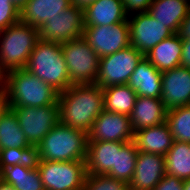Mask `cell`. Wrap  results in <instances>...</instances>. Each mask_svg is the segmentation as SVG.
<instances>
[{"instance_id":"1","label":"cell","mask_w":190,"mask_h":190,"mask_svg":"<svg viewBox=\"0 0 190 190\" xmlns=\"http://www.w3.org/2000/svg\"><path fill=\"white\" fill-rule=\"evenodd\" d=\"M60 122L86 134L104 110L103 90L97 84H72L58 95Z\"/></svg>"},{"instance_id":"2","label":"cell","mask_w":190,"mask_h":190,"mask_svg":"<svg viewBox=\"0 0 190 190\" xmlns=\"http://www.w3.org/2000/svg\"><path fill=\"white\" fill-rule=\"evenodd\" d=\"M59 92L25 68L4 74L2 98L8 108L43 107L58 102Z\"/></svg>"},{"instance_id":"3","label":"cell","mask_w":190,"mask_h":190,"mask_svg":"<svg viewBox=\"0 0 190 190\" xmlns=\"http://www.w3.org/2000/svg\"><path fill=\"white\" fill-rule=\"evenodd\" d=\"M39 40V29L22 21L0 31L1 71L6 74L12 70L25 68Z\"/></svg>"},{"instance_id":"4","label":"cell","mask_w":190,"mask_h":190,"mask_svg":"<svg viewBox=\"0 0 190 190\" xmlns=\"http://www.w3.org/2000/svg\"><path fill=\"white\" fill-rule=\"evenodd\" d=\"M25 69L59 93L71 86L60 43L39 40L29 56Z\"/></svg>"},{"instance_id":"5","label":"cell","mask_w":190,"mask_h":190,"mask_svg":"<svg viewBox=\"0 0 190 190\" xmlns=\"http://www.w3.org/2000/svg\"><path fill=\"white\" fill-rule=\"evenodd\" d=\"M88 135L59 122L37 145L43 161H86Z\"/></svg>"},{"instance_id":"6","label":"cell","mask_w":190,"mask_h":190,"mask_svg":"<svg viewBox=\"0 0 190 190\" xmlns=\"http://www.w3.org/2000/svg\"><path fill=\"white\" fill-rule=\"evenodd\" d=\"M70 84L96 83L100 57L82 36L61 44Z\"/></svg>"},{"instance_id":"7","label":"cell","mask_w":190,"mask_h":190,"mask_svg":"<svg viewBox=\"0 0 190 190\" xmlns=\"http://www.w3.org/2000/svg\"><path fill=\"white\" fill-rule=\"evenodd\" d=\"M143 57L144 55L132 46L101 57L95 84L101 88L127 84L130 75Z\"/></svg>"},{"instance_id":"8","label":"cell","mask_w":190,"mask_h":190,"mask_svg":"<svg viewBox=\"0 0 190 190\" xmlns=\"http://www.w3.org/2000/svg\"><path fill=\"white\" fill-rule=\"evenodd\" d=\"M38 171L45 190H73L84 185L86 161H40Z\"/></svg>"},{"instance_id":"9","label":"cell","mask_w":190,"mask_h":190,"mask_svg":"<svg viewBox=\"0 0 190 190\" xmlns=\"http://www.w3.org/2000/svg\"><path fill=\"white\" fill-rule=\"evenodd\" d=\"M16 115L21 130L31 145L41 140L60 122L59 103L43 107L10 108Z\"/></svg>"},{"instance_id":"10","label":"cell","mask_w":190,"mask_h":190,"mask_svg":"<svg viewBox=\"0 0 190 190\" xmlns=\"http://www.w3.org/2000/svg\"><path fill=\"white\" fill-rule=\"evenodd\" d=\"M84 10L71 5L39 28L40 40L65 43L84 34Z\"/></svg>"},{"instance_id":"11","label":"cell","mask_w":190,"mask_h":190,"mask_svg":"<svg viewBox=\"0 0 190 190\" xmlns=\"http://www.w3.org/2000/svg\"><path fill=\"white\" fill-rule=\"evenodd\" d=\"M128 24L130 46L135 47L143 55L162 40L174 34L161 22L156 21L148 12L128 16Z\"/></svg>"},{"instance_id":"12","label":"cell","mask_w":190,"mask_h":190,"mask_svg":"<svg viewBox=\"0 0 190 190\" xmlns=\"http://www.w3.org/2000/svg\"><path fill=\"white\" fill-rule=\"evenodd\" d=\"M83 37L101 58L130 46L128 19L110 25L85 26Z\"/></svg>"},{"instance_id":"13","label":"cell","mask_w":190,"mask_h":190,"mask_svg":"<svg viewBox=\"0 0 190 190\" xmlns=\"http://www.w3.org/2000/svg\"><path fill=\"white\" fill-rule=\"evenodd\" d=\"M87 135L88 141L129 142L134 133L129 116L103 110Z\"/></svg>"},{"instance_id":"14","label":"cell","mask_w":190,"mask_h":190,"mask_svg":"<svg viewBox=\"0 0 190 190\" xmlns=\"http://www.w3.org/2000/svg\"><path fill=\"white\" fill-rule=\"evenodd\" d=\"M160 99L167 110L190 105V69L177 66L162 72Z\"/></svg>"},{"instance_id":"15","label":"cell","mask_w":190,"mask_h":190,"mask_svg":"<svg viewBox=\"0 0 190 190\" xmlns=\"http://www.w3.org/2000/svg\"><path fill=\"white\" fill-rule=\"evenodd\" d=\"M165 175V156L138 151L129 190H153Z\"/></svg>"},{"instance_id":"16","label":"cell","mask_w":190,"mask_h":190,"mask_svg":"<svg viewBox=\"0 0 190 190\" xmlns=\"http://www.w3.org/2000/svg\"><path fill=\"white\" fill-rule=\"evenodd\" d=\"M166 117L167 109L160 98L137 96L129 115L132 132L160 125L166 121Z\"/></svg>"},{"instance_id":"17","label":"cell","mask_w":190,"mask_h":190,"mask_svg":"<svg viewBox=\"0 0 190 190\" xmlns=\"http://www.w3.org/2000/svg\"><path fill=\"white\" fill-rule=\"evenodd\" d=\"M137 96L160 98L162 94V72L144 56L127 83Z\"/></svg>"},{"instance_id":"18","label":"cell","mask_w":190,"mask_h":190,"mask_svg":"<svg viewBox=\"0 0 190 190\" xmlns=\"http://www.w3.org/2000/svg\"><path fill=\"white\" fill-rule=\"evenodd\" d=\"M133 141L139 152L165 156L174 140L165 121L160 125L138 130L133 135Z\"/></svg>"},{"instance_id":"19","label":"cell","mask_w":190,"mask_h":190,"mask_svg":"<svg viewBox=\"0 0 190 190\" xmlns=\"http://www.w3.org/2000/svg\"><path fill=\"white\" fill-rule=\"evenodd\" d=\"M125 142L87 141L86 173L107 174L115 166L116 150Z\"/></svg>"},{"instance_id":"20","label":"cell","mask_w":190,"mask_h":190,"mask_svg":"<svg viewBox=\"0 0 190 190\" xmlns=\"http://www.w3.org/2000/svg\"><path fill=\"white\" fill-rule=\"evenodd\" d=\"M127 19L122 0H97L84 9V26H105Z\"/></svg>"},{"instance_id":"21","label":"cell","mask_w":190,"mask_h":190,"mask_svg":"<svg viewBox=\"0 0 190 190\" xmlns=\"http://www.w3.org/2000/svg\"><path fill=\"white\" fill-rule=\"evenodd\" d=\"M71 5V0H28L20 9V21L39 29Z\"/></svg>"},{"instance_id":"22","label":"cell","mask_w":190,"mask_h":190,"mask_svg":"<svg viewBox=\"0 0 190 190\" xmlns=\"http://www.w3.org/2000/svg\"><path fill=\"white\" fill-rule=\"evenodd\" d=\"M144 56L161 72L180 66L182 39L177 33H174L158 43Z\"/></svg>"},{"instance_id":"23","label":"cell","mask_w":190,"mask_h":190,"mask_svg":"<svg viewBox=\"0 0 190 190\" xmlns=\"http://www.w3.org/2000/svg\"><path fill=\"white\" fill-rule=\"evenodd\" d=\"M190 11V3L182 0H153L148 13L173 33H177Z\"/></svg>"},{"instance_id":"24","label":"cell","mask_w":190,"mask_h":190,"mask_svg":"<svg viewBox=\"0 0 190 190\" xmlns=\"http://www.w3.org/2000/svg\"><path fill=\"white\" fill-rule=\"evenodd\" d=\"M103 90L104 110L129 116L137 98L136 92L128 85H116Z\"/></svg>"},{"instance_id":"25","label":"cell","mask_w":190,"mask_h":190,"mask_svg":"<svg viewBox=\"0 0 190 190\" xmlns=\"http://www.w3.org/2000/svg\"><path fill=\"white\" fill-rule=\"evenodd\" d=\"M0 179L11 184L16 190H45L38 169L21 164L4 168L0 172Z\"/></svg>"},{"instance_id":"26","label":"cell","mask_w":190,"mask_h":190,"mask_svg":"<svg viewBox=\"0 0 190 190\" xmlns=\"http://www.w3.org/2000/svg\"><path fill=\"white\" fill-rule=\"evenodd\" d=\"M166 174L182 180L190 179V143L173 141L165 155Z\"/></svg>"},{"instance_id":"27","label":"cell","mask_w":190,"mask_h":190,"mask_svg":"<svg viewBox=\"0 0 190 190\" xmlns=\"http://www.w3.org/2000/svg\"><path fill=\"white\" fill-rule=\"evenodd\" d=\"M31 146L18 123L15 113L7 108L0 117V150L5 148H27Z\"/></svg>"},{"instance_id":"28","label":"cell","mask_w":190,"mask_h":190,"mask_svg":"<svg viewBox=\"0 0 190 190\" xmlns=\"http://www.w3.org/2000/svg\"><path fill=\"white\" fill-rule=\"evenodd\" d=\"M137 154L134 141L125 142L119 150H116L115 166L106 175L129 184L136 167Z\"/></svg>"},{"instance_id":"29","label":"cell","mask_w":190,"mask_h":190,"mask_svg":"<svg viewBox=\"0 0 190 190\" xmlns=\"http://www.w3.org/2000/svg\"><path fill=\"white\" fill-rule=\"evenodd\" d=\"M40 161L39 149L35 145L27 148L15 147L0 150V172L6 167L17 164L31 169H38Z\"/></svg>"},{"instance_id":"30","label":"cell","mask_w":190,"mask_h":190,"mask_svg":"<svg viewBox=\"0 0 190 190\" xmlns=\"http://www.w3.org/2000/svg\"><path fill=\"white\" fill-rule=\"evenodd\" d=\"M166 123L174 141L190 143V105L167 110Z\"/></svg>"},{"instance_id":"31","label":"cell","mask_w":190,"mask_h":190,"mask_svg":"<svg viewBox=\"0 0 190 190\" xmlns=\"http://www.w3.org/2000/svg\"><path fill=\"white\" fill-rule=\"evenodd\" d=\"M86 190H129L126 181L104 175L87 174L85 178Z\"/></svg>"},{"instance_id":"32","label":"cell","mask_w":190,"mask_h":190,"mask_svg":"<svg viewBox=\"0 0 190 190\" xmlns=\"http://www.w3.org/2000/svg\"><path fill=\"white\" fill-rule=\"evenodd\" d=\"M20 21V10L11 0H0V31Z\"/></svg>"},{"instance_id":"33","label":"cell","mask_w":190,"mask_h":190,"mask_svg":"<svg viewBox=\"0 0 190 190\" xmlns=\"http://www.w3.org/2000/svg\"><path fill=\"white\" fill-rule=\"evenodd\" d=\"M122 2L126 14L130 16L135 13L148 12L153 0H122Z\"/></svg>"},{"instance_id":"34","label":"cell","mask_w":190,"mask_h":190,"mask_svg":"<svg viewBox=\"0 0 190 190\" xmlns=\"http://www.w3.org/2000/svg\"><path fill=\"white\" fill-rule=\"evenodd\" d=\"M184 180L165 175L153 190H183Z\"/></svg>"},{"instance_id":"35","label":"cell","mask_w":190,"mask_h":190,"mask_svg":"<svg viewBox=\"0 0 190 190\" xmlns=\"http://www.w3.org/2000/svg\"><path fill=\"white\" fill-rule=\"evenodd\" d=\"M180 66L190 69V39H182V56Z\"/></svg>"},{"instance_id":"36","label":"cell","mask_w":190,"mask_h":190,"mask_svg":"<svg viewBox=\"0 0 190 190\" xmlns=\"http://www.w3.org/2000/svg\"><path fill=\"white\" fill-rule=\"evenodd\" d=\"M177 34L181 39H190V11L180 24Z\"/></svg>"},{"instance_id":"37","label":"cell","mask_w":190,"mask_h":190,"mask_svg":"<svg viewBox=\"0 0 190 190\" xmlns=\"http://www.w3.org/2000/svg\"><path fill=\"white\" fill-rule=\"evenodd\" d=\"M95 1L97 0H71V3L84 10L87 6L93 4Z\"/></svg>"},{"instance_id":"38","label":"cell","mask_w":190,"mask_h":190,"mask_svg":"<svg viewBox=\"0 0 190 190\" xmlns=\"http://www.w3.org/2000/svg\"><path fill=\"white\" fill-rule=\"evenodd\" d=\"M0 190H16L11 184L4 182L0 179Z\"/></svg>"},{"instance_id":"39","label":"cell","mask_w":190,"mask_h":190,"mask_svg":"<svg viewBox=\"0 0 190 190\" xmlns=\"http://www.w3.org/2000/svg\"><path fill=\"white\" fill-rule=\"evenodd\" d=\"M28 0H11V2L20 10Z\"/></svg>"},{"instance_id":"40","label":"cell","mask_w":190,"mask_h":190,"mask_svg":"<svg viewBox=\"0 0 190 190\" xmlns=\"http://www.w3.org/2000/svg\"><path fill=\"white\" fill-rule=\"evenodd\" d=\"M4 90V73L0 69V97H2Z\"/></svg>"},{"instance_id":"41","label":"cell","mask_w":190,"mask_h":190,"mask_svg":"<svg viewBox=\"0 0 190 190\" xmlns=\"http://www.w3.org/2000/svg\"><path fill=\"white\" fill-rule=\"evenodd\" d=\"M8 108V106L6 105V102L4 101V99L2 97H0V117L2 115V113Z\"/></svg>"},{"instance_id":"42","label":"cell","mask_w":190,"mask_h":190,"mask_svg":"<svg viewBox=\"0 0 190 190\" xmlns=\"http://www.w3.org/2000/svg\"><path fill=\"white\" fill-rule=\"evenodd\" d=\"M183 190H190V179L184 180Z\"/></svg>"},{"instance_id":"43","label":"cell","mask_w":190,"mask_h":190,"mask_svg":"<svg viewBox=\"0 0 190 190\" xmlns=\"http://www.w3.org/2000/svg\"><path fill=\"white\" fill-rule=\"evenodd\" d=\"M73 190H86V188H85V185H83V186L76 188V189H73Z\"/></svg>"},{"instance_id":"44","label":"cell","mask_w":190,"mask_h":190,"mask_svg":"<svg viewBox=\"0 0 190 190\" xmlns=\"http://www.w3.org/2000/svg\"><path fill=\"white\" fill-rule=\"evenodd\" d=\"M182 1L190 3V0H182Z\"/></svg>"}]
</instances>
